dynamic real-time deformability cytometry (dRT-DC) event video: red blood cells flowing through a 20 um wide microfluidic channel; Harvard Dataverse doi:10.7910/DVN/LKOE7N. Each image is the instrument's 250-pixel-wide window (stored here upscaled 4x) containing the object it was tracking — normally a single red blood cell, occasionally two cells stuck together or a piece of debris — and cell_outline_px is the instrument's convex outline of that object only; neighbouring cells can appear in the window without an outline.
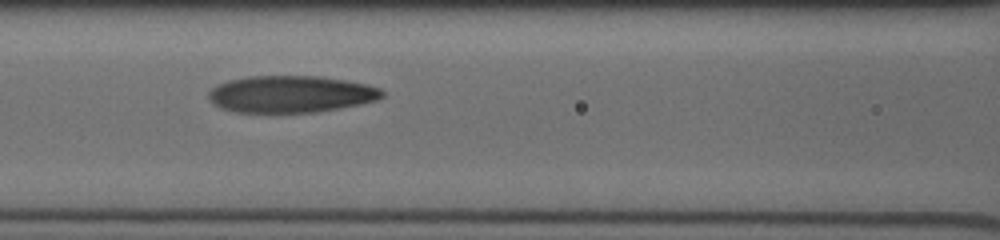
{"species": "human", "species_latin": "Homo sapiens", "temperature_condition": "cold", "stored_images_in_passage": 24, "camera_frame_rate_fps": 3000, "um_per_image_px": 0.085, "donor": {"sex": "male"}, "frame": {"image": 1, "passage_image": 8, "time_ms": 4.0, "image_size_px": [1000, 240], "cell_outline_px": [[384, 96], [376, 100], [360, 104], [340, 108], [316, 112], [232, 112], [220, 108], [212, 104], [208, 96], [208, 92], [212, 88], [228, 80], [248, 76], [320, 76], [368, 84], [380, 88], [384, 92]], "centroid_in_image_um": [24.71, 8.0], "position_along_channel_um": 141.9, "area_um2": 37.45}}
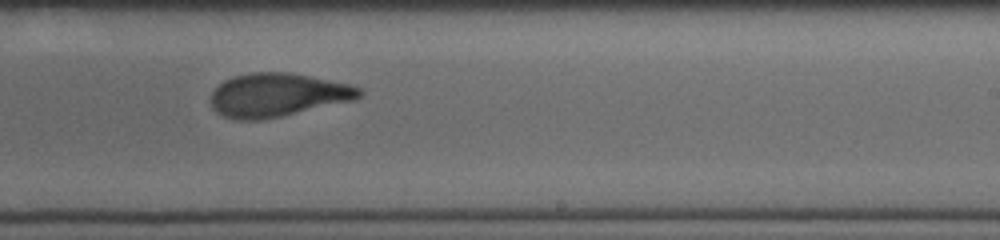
{"frame": {"image": 2, "passage_image": 16, "time_ms": 7.0, "image_size_px": [1000, 240], "cell_outline_px": [[364, 92], [356, 100], [280, 116], [260, 120], [236, 120], [224, 116], [212, 108], [212, 92], [224, 80], [232, 76], [248, 72], [292, 72], [348, 84], [360, 88]], "centroid_in_image_um": [23.6, 8.06], "position_along_channel_um": 265.4, "area_um2": 37.63}}
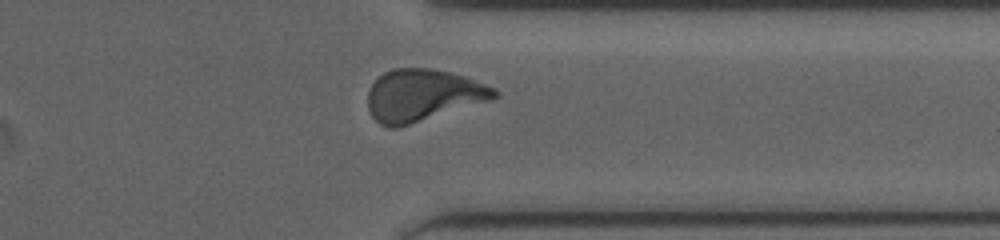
{"frame": {"image": 3, "passage_image": 21, "time_ms": 9.667, "image_size_px": [1000, 240], "cell_outline_px": [[500, 96], [492, 100], [396, 128], [388, 128], [380, 124], [372, 116], [368, 108], [368, 92], [372, 84], [384, 72], [392, 68], [428, 68], [448, 72], [464, 76], [496, 88], [500, 92]], "centroid_in_image_um": [35.96, 8.1], "position_along_channel_um": 375.4, "area_um2": 38.32}}